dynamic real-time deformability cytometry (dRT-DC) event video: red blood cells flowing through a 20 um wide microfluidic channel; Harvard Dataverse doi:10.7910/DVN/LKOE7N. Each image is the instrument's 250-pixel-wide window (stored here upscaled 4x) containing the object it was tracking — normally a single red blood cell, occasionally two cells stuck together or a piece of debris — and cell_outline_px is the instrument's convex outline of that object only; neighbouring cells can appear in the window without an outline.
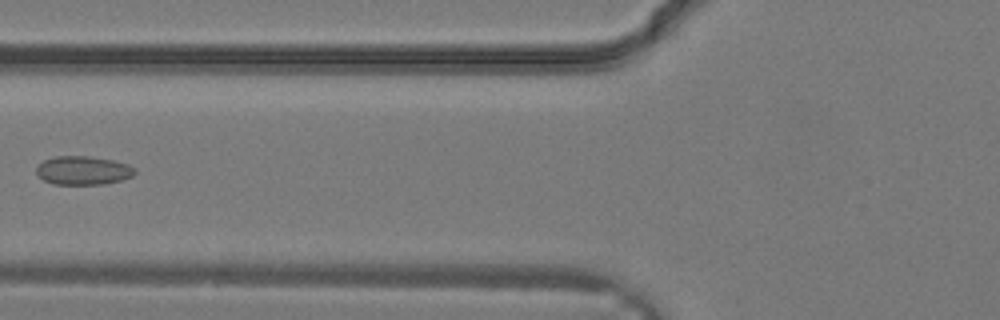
{"species": "common noctule bat (a hibernating species)", "species_latin": "Nyctalus noctula", "temperature_condition": "warm", "stored_images_in_passage": 32, "camera_frame_rate_fps": 3000, "um_per_image_px": 0.085, "animal": {"sex": "male", "body_mass_g": 19.2, "forearm_length_mm": 51.8}, "frame": {"image": 1, "passage_image": 13, "time_ms": 4.0, "image_size_px": [1000, 320], "cell_outline_px": [[136, 172], [132, 176], [120, 180], [104, 184], [52, 184], [44, 180], [36, 172], [36, 168], [44, 160], [56, 156], [88, 156], [112, 160], [128, 164], [136, 168]], "centroid_in_image_um": [7.08, 14.48], "position_along_channel_um": 118.7, "area_um2": 16.36}}
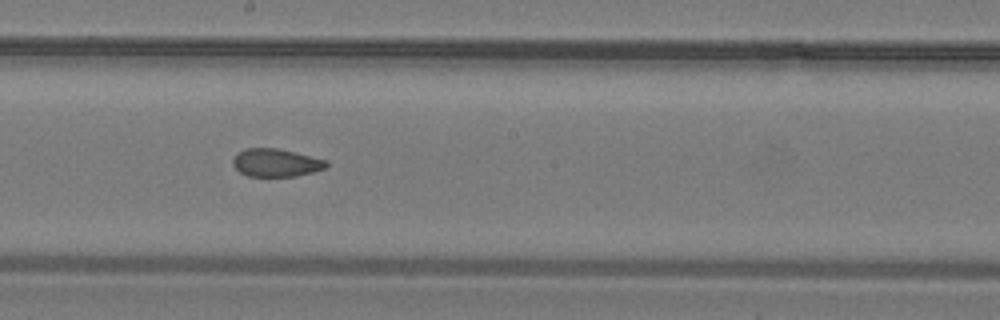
{"frame": {"image": 2, "passage_image": 18, "time_ms": 5.667, "image_size_px": [1000, 320], "cell_outline_px": [[328, 164], [324, 168], [312, 172], [296, 176], [248, 176], [240, 172], [232, 164], [232, 160], [244, 148], [276, 148], [328, 160]], "centroid_in_image_um": [23.46, 13.83], "position_along_channel_um": 224.7, "area_um2": 15.03}}
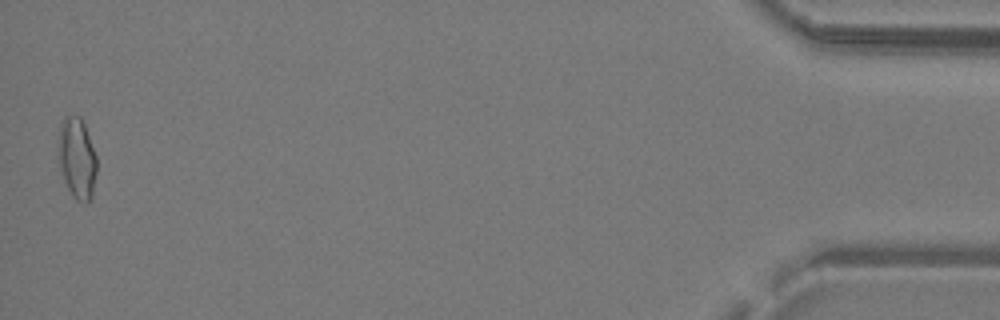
{"frame": {"image": 3, "passage_image": 32, "time_ms": 10.333, "image_size_px": [1000, 320], "cell_outline_px": [[96, 172], [92, 200], [88, 204], [84, 204], [76, 200], [72, 196], [64, 180], [60, 164], [60, 124], [64, 116], [80, 116], [84, 124], [96, 156]], "centroid_in_image_um": [6.58, 13.52], "position_along_channel_um": 428.6, "area_um2": 17.86}}